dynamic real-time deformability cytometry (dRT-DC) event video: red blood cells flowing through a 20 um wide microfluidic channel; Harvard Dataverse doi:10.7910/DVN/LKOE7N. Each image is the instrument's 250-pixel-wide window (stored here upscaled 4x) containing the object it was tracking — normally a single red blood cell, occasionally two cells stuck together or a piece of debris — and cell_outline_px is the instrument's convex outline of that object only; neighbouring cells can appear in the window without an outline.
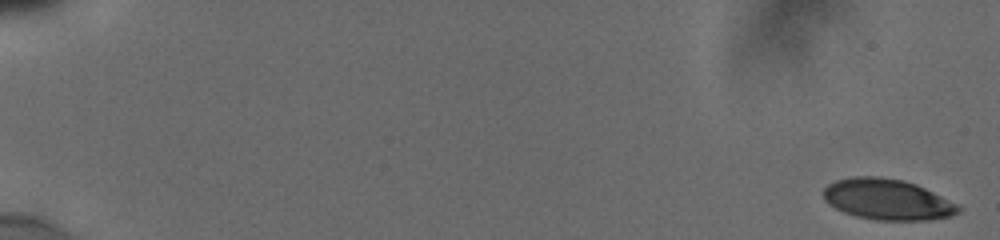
{"species": "human", "species_latin": "Homo sapiens", "temperature_condition": "cold", "stored_images_in_passage": 14, "camera_frame_rate_fps": 3000, "um_per_image_px": 0.085, "donor": {"sex": "male"}, "frame": {"image": 1, "passage_image": 1, "time_ms": 0.0, "image_size_px": [1000, 240], "cell_outline_px": [[960, 212], [952, 216], [932, 220], [876, 220], [856, 216], [844, 212], [828, 204], [824, 200], [824, 188], [828, 184], [836, 180], [856, 176], [880, 176], [904, 180], [916, 184], [960, 204]], "centroid_in_image_um": [75.46, 16.95], "position_along_channel_um": 9.5, "area_um2": 32.37}}
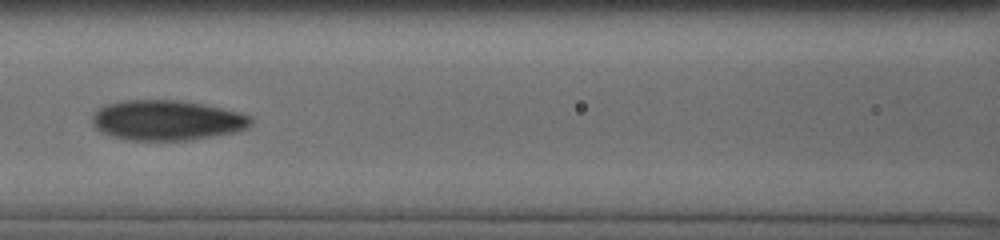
{"frame": {"image": 2, "passage_image": 11, "time_ms": 9.0, "image_size_px": [1000, 240], "cell_outline_px": [[252, 124], [248, 128], [232, 132], [192, 140], [128, 140], [112, 136], [100, 132], [92, 124], [92, 116], [100, 108], [108, 104], [120, 100], [180, 100], [204, 104], [240, 112], [252, 116]], "centroid_in_image_um": [14.2, 10.22], "position_along_channel_um": 152.4, "area_um2": 37.22}}
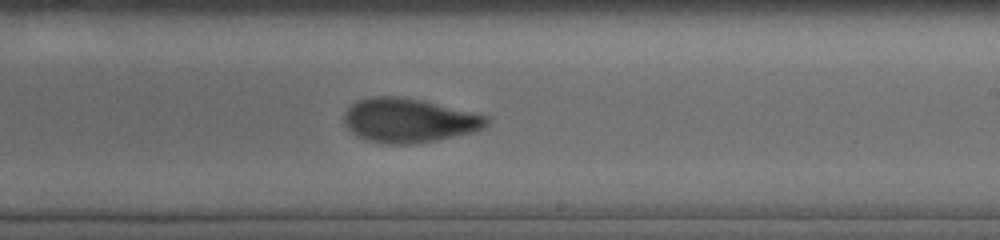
{"frame": {"image": 3, "passage_image": 14, "time_ms": 11.667, "image_size_px": [1000, 240], "cell_outline_px": [[492, 120], [484, 128], [476, 132], [436, 140], [408, 144], [380, 144], [368, 140], [352, 132], [344, 124], [344, 112], [356, 100], [368, 96], [392, 96], [420, 100], [488, 116]], "centroid_in_image_um": [34.76, 10.24], "position_along_channel_um": 254.2, "area_um2": 36.65}}